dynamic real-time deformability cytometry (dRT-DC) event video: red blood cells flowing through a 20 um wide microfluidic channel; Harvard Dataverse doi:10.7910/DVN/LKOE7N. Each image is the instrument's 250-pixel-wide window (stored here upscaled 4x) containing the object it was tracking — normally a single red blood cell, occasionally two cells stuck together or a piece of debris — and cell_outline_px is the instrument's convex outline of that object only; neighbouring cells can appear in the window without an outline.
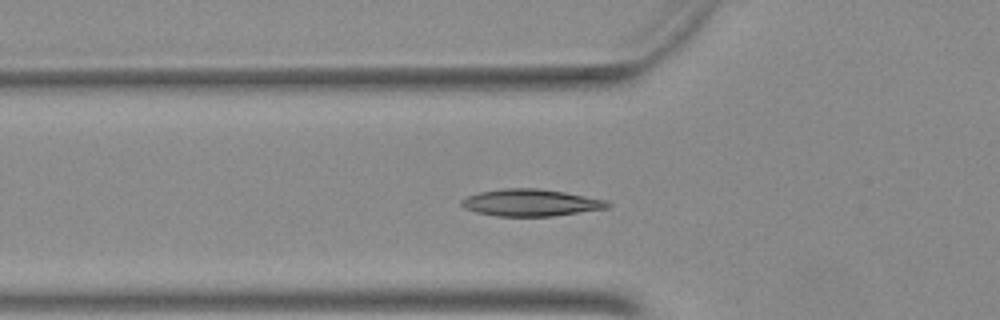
{"species": "Egyptian fruit bat (a non-hibernating species)", "species_latin": "Rousettus aegyptiacus", "temperature_condition": "warm", "stored_images_in_passage": 51, "camera_frame_rate_fps": 3000, "um_per_image_px": 0.085, "animal": {"sex": "female"}, "frame": {"image": 1, "passage_image": 17, "time_ms": 5.333, "image_size_px": [1000, 320], "cell_outline_px": [[612, 204], [608, 208], [552, 216], [496, 216], [476, 212], [464, 208], [460, 204], [460, 200], [468, 196], [480, 192], [504, 188], [536, 188], [564, 192], [604, 200]], "centroid_in_image_um": [45.08, 17.23], "position_along_channel_um": 80.7, "area_um2": 22.77}}
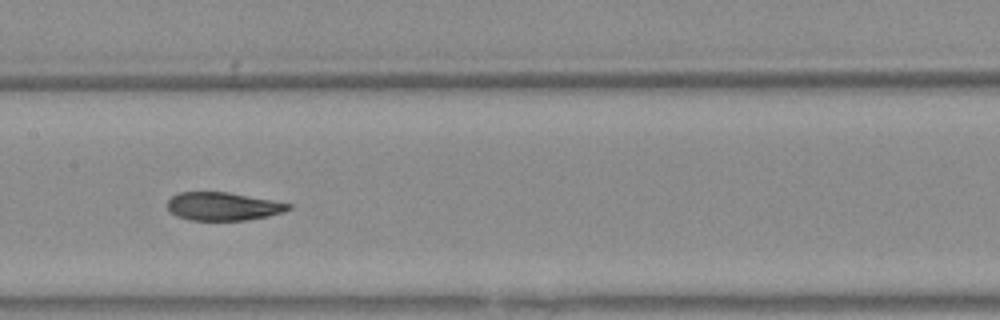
{"frame": {"image": 2, "passage_image": 25, "time_ms": 8.0, "image_size_px": [1000, 320], "cell_outline_px": [[292, 208], [268, 216], [244, 220], [188, 220], [176, 216], [168, 208], [168, 200], [172, 196], [180, 192], [228, 192], [272, 200], [292, 204]], "centroid_in_image_um": [18.94, 17.54], "position_along_channel_um": 188.5, "area_um2": 19.71}}
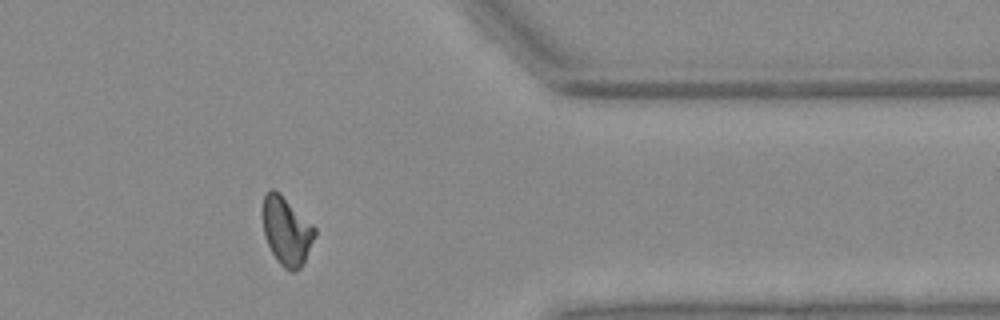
{"frame": {"image": 3, "passage_image": 41, "time_ms": 13.333, "image_size_px": [1000, 320], "cell_outline_px": [[316, 236], [304, 264], [296, 272], [292, 272], [284, 268], [276, 260], [268, 244], [264, 232], [264, 196], [272, 188], [280, 192], [316, 228]], "centroid_in_image_um": [24.4, 19.67], "position_along_channel_um": 387.0, "area_um2": 20.63}}